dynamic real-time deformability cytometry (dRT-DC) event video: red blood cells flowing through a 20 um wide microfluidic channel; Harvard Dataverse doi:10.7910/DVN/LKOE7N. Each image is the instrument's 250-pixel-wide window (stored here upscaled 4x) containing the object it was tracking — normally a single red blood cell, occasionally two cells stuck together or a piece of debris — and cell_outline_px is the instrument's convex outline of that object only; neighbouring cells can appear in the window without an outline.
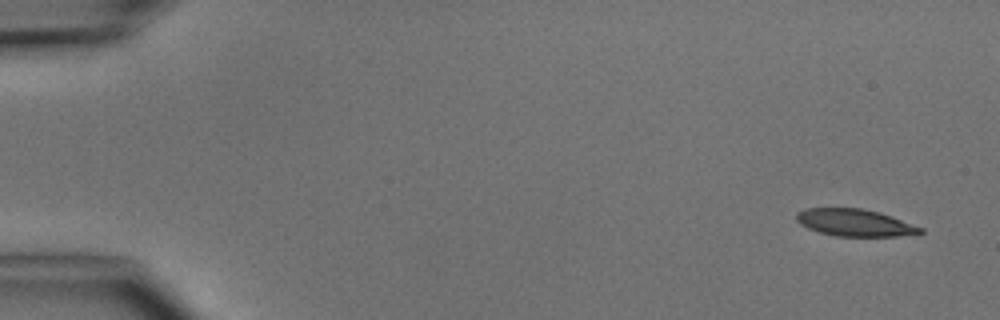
{"species": "common noctule bat (a hibernating species)", "species_latin": "Nyctalus noctula", "temperature_condition": "cold", "stored_images_in_passage": 5, "segment_of_instrument_passage": [2, 2], "camera_frame_rate_fps": 3000, "um_per_image_px": 0.085, "animal": {"sex": "male", "body_mass_g": 15.6}, "frame": {"image": 1, "passage_image": 5, "time_ms": 5.333, "image_size_px": [1000, 320], "cell_outline_px": [[924, 232], [920, 236], [836, 236], [820, 232], [808, 228], [800, 224], [796, 220], [796, 212], [804, 208], [860, 208], [880, 212], [892, 216], [924, 228]], "centroid_in_image_um": [72.73, 18.93], "position_along_channel_um": 12.3, "area_um2": 19.94}}